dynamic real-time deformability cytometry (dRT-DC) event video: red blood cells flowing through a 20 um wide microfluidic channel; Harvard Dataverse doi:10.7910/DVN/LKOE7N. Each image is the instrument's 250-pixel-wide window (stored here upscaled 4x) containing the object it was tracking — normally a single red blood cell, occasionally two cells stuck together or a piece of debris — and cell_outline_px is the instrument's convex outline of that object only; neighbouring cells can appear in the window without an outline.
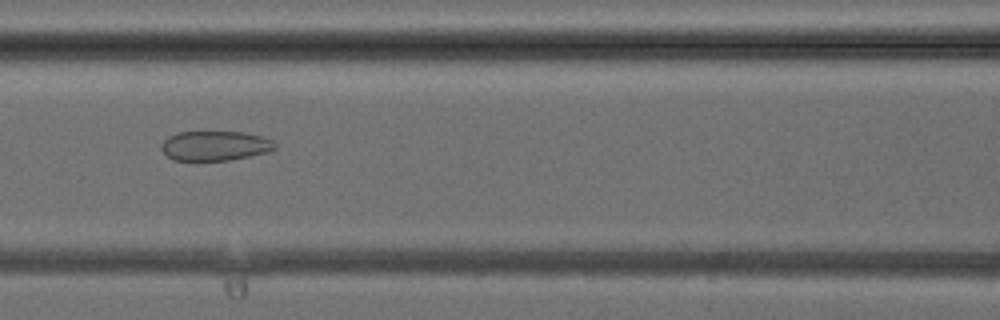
{"species": "common noctule bat (a hibernating species)", "species_latin": "Nyctalus noctula", "temperature_condition": "cold", "stored_images_in_passage": 41, "camera_frame_rate_fps": 3000, "um_per_image_px": 0.085, "animal": {"sex": "female", "body_mass_g": 24.6, "forearm_length_mm": 56.2}, "frame": {"image": 1, "passage_image": 18, "time_ms": 5.667, "image_size_px": [1000, 320], "cell_outline_px": [[276, 148], [268, 152], [228, 160], [172, 160], [160, 148], [160, 144], [168, 136], [180, 132], [244, 132], [260, 136], [272, 140], [276, 144]], "centroid_in_image_um": [18.26, 12.39], "position_along_channel_um": 148.3, "area_um2": 19.54}}
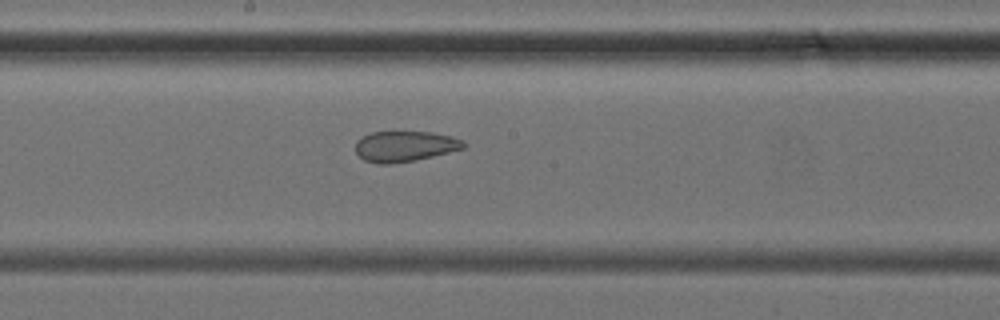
{"frame": {"image": 2, "passage_image": 22, "time_ms": 7.0, "image_size_px": [1000, 320], "cell_outline_px": [[464, 148], [432, 156], [412, 160], [388, 164], [376, 164], [364, 160], [356, 152], [356, 140], [372, 132], [432, 132], [452, 136], [464, 140]], "centroid_in_image_um": [34.4, 12.43], "position_along_channel_um": 213.8, "area_um2": 19.07}}
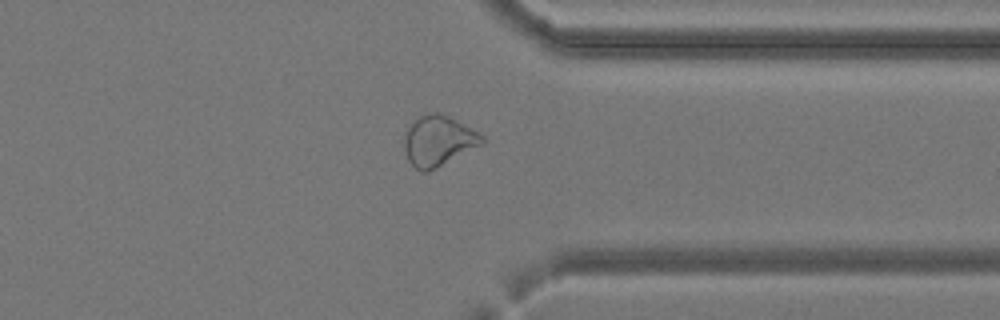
{"frame": {"image": 3, "passage_image": 32, "time_ms": 10.333, "image_size_px": [1000, 320], "cell_outline_px": [[484, 144], [428, 172], [420, 172], [408, 160], [404, 148], [404, 136], [408, 128], [420, 116], [432, 112], [440, 112], [480, 132], [484, 136]], "centroid_in_image_um": [37.29, 11.98], "position_along_channel_um": 374.1, "area_um2": 22.83}}